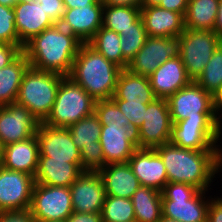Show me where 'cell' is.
I'll return each instance as SVG.
<instances>
[{"instance_id":"obj_53","label":"cell","mask_w":222,"mask_h":222,"mask_svg":"<svg viewBox=\"0 0 222 222\" xmlns=\"http://www.w3.org/2000/svg\"><path fill=\"white\" fill-rule=\"evenodd\" d=\"M222 173V155H221V158H220V161H219V173Z\"/></svg>"},{"instance_id":"obj_23","label":"cell","mask_w":222,"mask_h":222,"mask_svg":"<svg viewBox=\"0 0 222 222\" xmlns=\"http://www.w3.org/2000/svg\"><path fill=\"white\" fill-rule=\"evenodd\" d=\"M141 19L148 37H179L185 30L180 13L159 6L142 7Z\"/></svg>"},{"instance_id":"obj_29","label":"cell","mask_w":222,"mask_h":222,"mask_svg":"<svg viewBox=\"0 0 222 222\" xmlns=\"http://www.w3.org/2000/svg\"><path fill=\"white\" fill-rule=\"evenodd\" d=\"M136 222H159L162 213V193L140 186L131 197Z\"/></svg>"},{"instance_id":"obj_16","label":"cell","mask_w":222,"mask_h":222,"mask_svg":"<svg viewBox=\"0 0 222 222\" xmlns=\"http://www.w3.org/2000/svg\"><path fill=\"white\" fill-rule=\"evenodd\" d=\"M73 211L78 213L102 212L106 192L102 177L96 169H89L70 185Z\"/></svg>"},{"instance_id":"obj_3","label":"cell","mask_w":222,"mask_h":222,"mask_svg":"<svg viewBox=\"0 0 222 222\" xmlns=\"http://www.w3.org/2000/svg\"><path fill=\"white\" fill-rule=\"evenodd\" d=\"M121 70L88 43H83L68 77L98 101L112 98Z\"/></svg>"},{"instance_id":"obj_37","label":"cell","mask_w":222,"mask_h":222,"mask_svg":"<svg viewBox=\"0 0 222 222\" xmlns=\"http://www.w3.org/2000/svg\"><path fill=\"white\" fill-rule=\"evenodd\" d=\"M0 42L18 45L22 50L24 47L15 28V11L3 5H0Z\"/></svg>"},{"instance_id":"obj_13","label":"cell","mask_w":222,"mask_h":222,"mask_svg":"<svg viewBox=\"0 0 222 222\" xmlns=\"http://www.w3.org/2000/svg\"><path fill=\"white\" fill-rule=\"evenodd\" d=\"M34 184L30 174L0 166V212L28 211Z\"/></svg>"},{"instance_id":"obj_33","label":"cell","mask_w":222,"mask_h":222,"mask_svg":"<svg viewBox=\"0 0 222 222\" xmlns=\"http://www.w3.org/2000/svg\"><path fill=\"white\" fill-rule=\"evenodd\" d=\"M103 222H136L131 199L106 195L102 209Z\"/></svg>"},{"instance_id":"obj_5","label":"cell","mask_w":222,"mask_h":222,"mask_svg":"<svg viewBox=\"0 0 222 222\" xmlns=\"http://www.w3.org/2000/svg\"><path fill=\"white\" fill-rule=\"evenodd\" d=\"M65 76L28 67L25 71L16 102L25 106L40 122L52 110L59 84Z\"/></svg>"},{"instance_id":"obj_21","label":"cell","mask_w":222,"mask_h":222,"mask_svg":"<svg viewBox=\"0 0 222 222\" xmlns=\"http://www.w3.org/2000/svg\"><path fill=\"white\" fill-rule=\"evenodd\" d=\"M15 28L19 40L25 44L55 23L45 13L39 1L21 0L14 7Z\"/></svg>"},{"instance_id":"obj_4","label":"cell","mask_w":222,"mask_h":222,"mask_svg":"<svg viewBox=\"0 0 222 222\" xmlns=\"http://www.w3.org/2000/svg\"><path fill=\"white\" fill-rule=\"evenodd\" d=\"M161 193L163 217L180 222H207L212 198L209 191H200L187 183L168 182Z\"/></svg>"},{"instance_id":"obj_34","label":"cell","mask_w":222,"mask_h":222,"mask_svg":"<svg viewBox=\"0 0 222 222\" xmlns=\"http://www.w3.org/2000/svg\"><path fill=\"white\" fill-rule=\"evenodd\" d=\"M195 82L212 96L222 87V43Z\"/></svg>"},{"instance_id":"obj_7","label":"cell","mask_w":222,"mask_h":222,"mask_svg":"<svg viewBox=\"0 0 222 222\" xmlns=\"http://www.w3.org/2000/svg\"><path fill=\"white\" fill-rule=\"evenodd\" d=\"M222 38L210 30L185 29L179 36V56L192 81L203 73Z\"/></svg>"},{"instance_id":"obj_50","label":"cell","mask_w":222,"mask_h":222,"mask_svg":"<svg viewBox=\"0 0 222 222\" xmlns=\"http://www.w3.org/2000/svg\"><path fill=\"white\" fill-rule=\"evenodd\" d=\"M21 0H0V5L13 8Z\"/></svg>"},{"instance_id":"obj_15","label":"cell","mask_w":222,"mask_h":222,"mask_svg":"<svg viewBox=\"0 0 222 222\" xmlns=\"http://www.w3.org/2000/svg\"><path fill=\"white\" fill-rule=\"evenodd\" d=\"M36 138L39 157H50V160H68L69 163H88L73 143L68 128L51 127L40 122Z\"/></svg>"},{"instance_id":"obj_25","label":"cell","mask_w":222,"mask_h":222,"mask_svg":"<svg viewBox=\"0 0 222 222\" xmlns=\"http://www.w3.org/2000/svg\"><path fill=\"white\" fill-rule=\"evenodd\" d=\"M102 177L106 195L131 199L140 187L128 162L95 168Z\"/></svg>"},{"instance_id":"obj_8","label":"cell","mask_w":222,"mask_h":222,"mask_svg":"<svg viewBox=\"0 0 222 222\" xmlns=\"http://www.w3.org/2000/svg\"><path fill=\"white\" fill-rule=\"evenodd\" d=\"M216 119H184L172 124L170 143L197 151H222ZM219 144V145H218Z\"/></svg>"},{"instance_id":"obj_18","label":"cell","mask_w":222,"mask_h":222,"mask_svg":"<svg viewBox=\"0 0 222 222\" xmlns=\"http://www.w3.org/2000/svg\"><path fill=\"white\" fill-rule=\"evenodd\" d=\"M140 186L162 191L168 183L164 163L155 149L137 148L128 160Z\"/></svg>"},{"instance_id":"obj_1","label":"cell","mask_w":222,"mask_h":222,"mask_svg":"<svg viewBox=\"0 0 222 222\" xmlns=\"http://www.w3.org/2000/svg\"><path fill=\"white\" fill-rule=\"evenodd\" d=\"M155 151L164 163L168 182L187 183L200 191H211L216 176L222 175L219 174L222 151L185 149L170 142L156 147Z\"/></svg>"},{"instance_id":"obj_30","label":"cell","mask_w":222,"mask_h":222,"mask_svg":"<svg viewBox=\"0 0 222 222\" xmlns=\"http://www.w3.org/2000/svg\"><path fill=\"white\" fill-rule=\"evenodd\" d=\"M220 0H189L184 16L185 29L214 31Z\"/></svg>"},{"instance_id":"obj_47","label":"cell","mask_w":222,"mask_h":222,"mask_svg":"<svg viewBox=\"0 0 222 222\" xmlns=\"http://www.w3.org/2000/svg\"><path fill=\"white\" fill-rule=\"evenodd\" d=\"M99 0H63L66 9L95 5Z\"/></svg>"},{"instance_id":"obj_11","label":"cell","mask_w":222,"mask_h":222,"mask_svg":"<svg viewBox=\"0 0 222 222\" xmlns=\"http://www.w3.org/2000/svg\"><path fill=\"white\" fill-rule=\"evenodd\" d=\"M99 142L101 153L91 164L92 169L126 163L137 149L136 132L131 126L102 125Z\"/></svg>"},{"instance_id":"obj_27","label":"cell","mask_w":222,"mask_h":222,"mask_svg":"<svg viewBox=\"0 0 222 222\" xmlns=\"http://www.w3.org/2000/svg\"><path fill=\"white\" fill-rule=\"evenodd\" d=\"M112 99L148 104L156 99L149 78L122 69L117 78V84Z\"/></svg>"},{"instance_id":"obj_9","label":"cell","mask_w":222,"mask_h":222,"mask_svg":"<svg viewBox=\"0 0 222 222\" xmlns=\"http://www.w3.org/2000/svg\"><path fill=\"white\" fill-rule=\"evenodd\" d=\"M172 124L181 120L216 119L213 96L195 81L178 90L167 99Z\"/></svg>"},{"instance_id":"obj_26","label":"cell","mask_w":222,"mask_h":222,"mask_svg":"<svg viewBox=\"0 0 222 222\" xmlns=\"http://www.w3.org/2000/svg\"><path fill=\"white\" fill-rule=\"evenodd\" d=\"M39 155L38 141L34 135L26 140L5 145L2 166L34 177L38 168Z\"/></svg>"},{"instance_id":"obj_22","label":"cell","mask_w":222,"mask_h":222,"mask_svg":"<svg viewBox=\"0 0 222 222\" xmlns=\"http://www.w3.org/2000/svg\"><path fill=\"white\" fill-rule=\"evenodd\" d=\"M148 78L155 97L163 99H168L192 81L180 56L159 65Z\"/></svg>"},{"instance_id":"obj_20","label":"cell","mask_w":222,"mask_h":222,"mask_svg":"<svg viewBox=\"0 0 222 222\" xmlns=\"http://www.w3.org/2000/svg\"><path fill=\"white\" fill-rule=\"evenodd\" d=\"M89 169H91L89 163H69L68 160L39 157L34 181L42 185L70 187L82 172Z\"/></svg>"},{"instance_id":"obj_54","label":"cell","mask_w":222,"mask_h":222,"mask_svg":"<svg viewBox=\"0 0 222 222\" xmlns=\"http://www.w3.org/2000/svg\"><path fill=\"white\" fill-rule=\"evenodd\" d=\"M36 222H64L61 220H48V221H36Z\"/></svg>"},{"instance_id":"obj_35","label":"cell","mask_w":222,"mask_h":222,"mask_svg":"<svg viewBox=\"0 0 222 222\" xmlns=\"http://www.w3.org/2000/svg\"><path fill=\"white\" fill-rule=\"evenodd\" d=\"M121 52L123 58L129 63L136 53L144 46L148 38L141 17L133 24V28L121 32Z\"/></svg>"},{"instance_id":"obj_39","label":"cell","mask_w":222,"mask_h":222,"mask_svg":"<svg viewBox=\"0 0 222 222\" xmlns=\"http://www.w3.org/2000/svg\"><path fill=\"white\" fill-rule=\"evenodd\" d=\"M39 2L45 10V13L55 24H59L62 21L66 11L63 0H39Z\"/></svg>"},{"instance_id":"obj_41","label":"cell","mask_w":222,"mask_h":222,"mask_svg":"<svg viewBox=\"0 0 222 222\" xmlns=\"http://www.w3.org/2000/svg\"><path fill=\"white\" fill-rule=\"evenodd\" d=\"M207 222H222V196L211 198L207 211Z\"/></svg>"},{"instance_id":"obj_42","label":"cell","mask_w":222,"mask_h":222,"mask_svg":"<svg viewBox=\"0 0 222 222\" xmlns=\"http://www.w3.org/2000/svg\"><path fill=\"white\" fill-rule=\"evenodd\" d=\"M0 222H36L28 211L0 212Z\"/></svg>"},{"instance_id":"obj_2","label":"cell","mask_w":222,"mask_h":222,"mask_svg":"<svg viewBox=\"0 0 222 222\" xmlns=\"http://www.w3.org/2000/svg\"><path fill=\"white\" fill-rule=\"evenodd\" d=\"M82 44L60 24H54L26 42L22 52L30 67L69 76Z\"/></svg>"},{"instance_id":"obj_10","label":"cell","mask_w":222,"mask_h":222,"mask_svg":"<svg viewBox=\"0 0 222 222\" xmlns=\"http://www.w3.org/2000/svg\"><path fill=\"white\" fill-rule=\"evenodd\" d=\"M29 211L35 221H65L73 213L70 187L35 183Z\"/></svg>"},{"instance_id":"obj_40","label":"cell","mask_w":222,"mask_h":222,"mask_svg":"<svg viewBox=\"0 0 222 222\" xmlns=\"http://www.w3.org/2000/svg\"><path fill=\"white\" fill-rule=\"evenodd\" d=\"M21 53L22 49L18 45L0 42V69L13 62Z\"/></svg>"},{"instance_id":"obj_43","label":"cell","mask_w":222,"mask_h":222,"mask_svg":"<svg viewBox=\"0 0 222 222\" xmlns=\"http://www.w3.org/2000/svg\"><path fill=\"white\" fill-rule=\"evenodd\" d=\"M64 222H103L102 213H73Z\"/></svg>"},{"instance_id":"obj_49","label":"cell","mask_w":222,"mask_h":222,"mask_svg":"<svg viewBox=\"0 0 222 222\" xmlns=\"http://www.w3.org/2000/svg\"><path fill=\"white\" fill-rule=\"evenodd\" d=\"M162 0H142V7L158 6Z\"/></svg>"},{"instance_id":"obj_28","label":"cell","mask_w":222,"mask_h":222,"mask_svg":"<svg viewBox=\"0 0 222 222\" xmlns=\"http://www.w3.org/2000/svg\"><path fill=\"white\" fill-rule=\"evenodd\" d=\"M29 66L22 52L13 62L0 69V106L16 102L23 75Z\"/></svg>"},{"instance_id":"obj_52","label":"cell","mask_w":222,"mask_h":222,"mask_svg":"<svg viewBox=\"0 0 222 222\" xmlns=\"http://www.w3.org/2000/svg\"><path fill=\"white\" fill-rule=\"evenodd\" d=\"M159 222H180V221L169 219V218H166V217L162 216V218L160 219Z\"/></svg>"},{"instance_id":"obj_44","label":"cell","mask_w":222,"mask_h":222,"mask_svg":"<svg viewBox=\"0 0 222 222\" xmlns=\"http://www.w3.org/2000/svg\"><path fill=\"white\" fill-rule=\"evenodd\" d=\"M188 2L189 0H162L158 6L180 13L184 17L187 11Z\"/></svg>"},{"instance_id":"obj_24","label":"cell","mask_w":222,"mask_h":222,"mask_svg":"<svg viewBox=\"0 0 222 222\" xmlns=\"http://www.w3.org/2000/svg\"><path fill=\"white\" fill-rule=\"evenodd\" d=\"M102 125L95 113L68 127L73 143L83 158L91 165L101 153L99 142Z\"/></svg>"},{"instance_id":"obj_19","label":"cell","mask_w":222,"mask_h":222,"mask_svg":"<svg viewBox=\"0 0 222 222\" xmlns=\"http://www.w3.org/2000/svg\"><path fill=\"white\" fill-rule=\"evenodd\" d=\"M103 3L66 9L60 26L75 35L81 42L88 43L102 27Z\"/></svg>"},{"instance_id":"obj_12","label":"cell","mask_w":222,"mask_h":222,"mask_svg":"<svg viewBox=\"0 0 222 222\" xmlns=\"http://www.w3.org/2000/svg\"><path fill=\"white\" fill-rule=\"evenodd\" d=\"M172 122L167 99L156 98L147 104L145 120L136 132L137 148L155 149L170 142Z\"/></svg>"},{"instance_id":"obj_14","label":"cell","mask_w":222,"mask_h":222,"mask_svg":"<svg viewBox=\"0 0 222 222\" xmlns=\"http://www.w3.org/2000/svg\"><path fill=\"white\" fill-rule=\"evenodd\" d=\"M179 56V37H148L129 62L128 70L149 77L159 65Z\"/></svg>"},{"instance_id":"obj_32","label":"cell","mask_w":222,"mask_h":222,"mask_svg":"<svg viewBox=\"0 0 222 222\" xmlns=\"http://www.w3.org/2000/svg\"><path fill=\"white\" fill-rule=\"evenodd\" d=\"M141 17V8L127 6L103 7L102 26L118 34L133 28V24Z\"/></svg>"},{"instance_id":"obj_6","label":"cell","mask_w":222,"mask_h":222,"mask_svg":"<svg viewBox=\"0 0 222 222\" xmlns=\"http://www.w3.org/2000/svg\"><path fill=\"white\" fill-rule=\"evenodd\" d=\"M96 101L70 77L59 84L51 112L42 122L51 127L68 128L95 111Z\"/></svg>"},{"instance_id":"obj_36","label":"cell","mask_w":222,"mask_h":222,"mask_svg":"<svg viewBox=\"0 0 222 222\" xmlns=\"http://www.w3.org/2000/svg\"><path fill=\"white\" fill-rule=\"evenodd\" d=\"M94 113L99 118L101 125L130 126L128 118L119 110L112 98L96 101Z\"/></svg>"},{"instance_id":"obj_17","label":"cell","mask_w":222,"mask_h":222,"mask_svg":"<svg viewBox=\"0 0 222 222\" xmlns=\"http://www.w3.org/2000/svg\"><path fill=\"white\" fill-rule=\"evenodd\" d=\"M40 121L17 102L0 106V140L4 145L36 135Z\"/></svg>"},{"instance_id":"obj_31","label":"cell","mask_w":222,"mask_h":222,"mask_svg":"<svg viewBox=\"0 0 222 222\" xmlns=\"http://www.w3.org/2000/svg\"><path fill=\"white\" fill-rule=\"evenodd\" d=\"M120 41V34L102 26L88 44L108 61L113 62L121 69H127L129 63L123 58Z\"/></svg>"},{"instance_id":"obj_46","label":"cell","mask_w":222,"mask_h":222,"mask_svg":"<svg viewBox=\"0 0 222 222\" xmlns=\"http://www.w3.org/2000/svg\"><path fill=\"white\" fill-rule=\"evenodd\" d=\"M107 6H127L141 8L142 0H102Z\"/></svg>"},{"instance_id":"obj_45","label":"cell","mask_w":222,"mask_h":222,"mask_svg":"<svg viewBox=\"0 0 222 222\" xmlns=\"http://www.w3.org/2000/svg\"><path fill=\"white\" fill-rule=\"evenodd\" d=\"M213 110L220 127V138L222 140V87L213 95Z\"/></svg>"},{"instance_id":"obj_38","label":"cell","mask_w":222,"mask_h":222,"mask_svg":"<svg viewBox=\"0 0 222 222\" xmlns=\"http://www.w3.org/2000/svg\"><path fill=\"white\" fill-rule=\"evenodd\" d=\"M119 110L128 118L130 126L137 132L145 120V111L147 104L143 102H129L119 99H113Z\"/></svg>"},{"instance_id":"obj_51","label":"cell","mask_w":222,"mask_h":222,"mask_svg":"<svg viewBox=\"0 0 222 222\" xmlns=\"http://www.w3.org/2000/svg\"><path fill=\"white\" fill-rule=\"evenodd\" d=\"M4 147L5 145L0 140V166H2L3 163Z\"/></svg>"},{"instance_id":"obj_48","label":"cell","mask_w":222,"mask_h":222,"mask_svg":"<svg viewBox=\"0 0 222 222\" xmlns=\"http://www.w3.org/2000/svg\"><path fill=\"white\" fill-rule=\"evenodd\" d=\"M214 31L222 38V0H220L218 5Z\"/></svg>"}]
</instances>
